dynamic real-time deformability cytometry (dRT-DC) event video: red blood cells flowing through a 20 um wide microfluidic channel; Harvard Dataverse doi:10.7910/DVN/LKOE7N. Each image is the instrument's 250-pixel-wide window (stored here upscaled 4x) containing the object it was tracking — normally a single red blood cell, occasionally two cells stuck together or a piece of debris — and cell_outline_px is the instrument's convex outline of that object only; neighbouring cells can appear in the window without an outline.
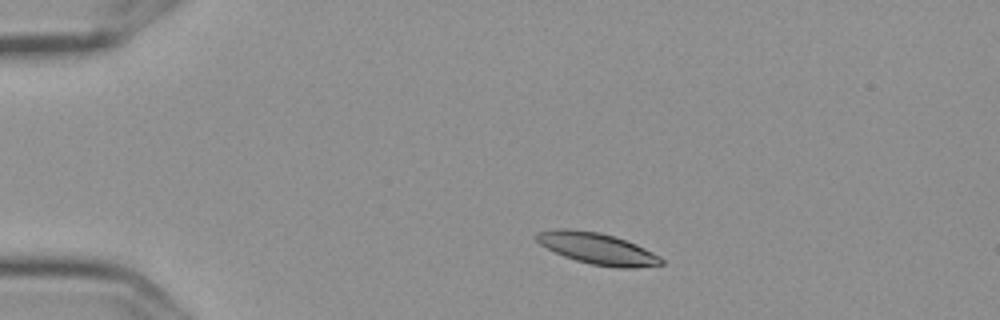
{"species": "Egyptian fruit bat (a non-hibernating species)", "species_latin": "Rousettus aegyptiacus", "temperature_condition": "cold", "stored_images_in_passage": 8, "camera_frame_rate_fps": 3000, "um_per_image_px": 0.085, "frame": {"image": 1, "passage_image": 2, "time_ms": 0.333, "image_size_px": [1000, 320], "cell_outline_px": [[664, 264], [632, 268], [616, 268], [592, 264], [576, 260], [564, 256], [540, 244], [532, 236], [536, 232], [556, 228], [568, 228], [600, 232], [616, 236], [636, 244], [660, 256], [664, 260]], "centroid_in_image_um": [50.76, 21.11], "position_along_channel_um": 34.2, "area_um2": 23.0}}
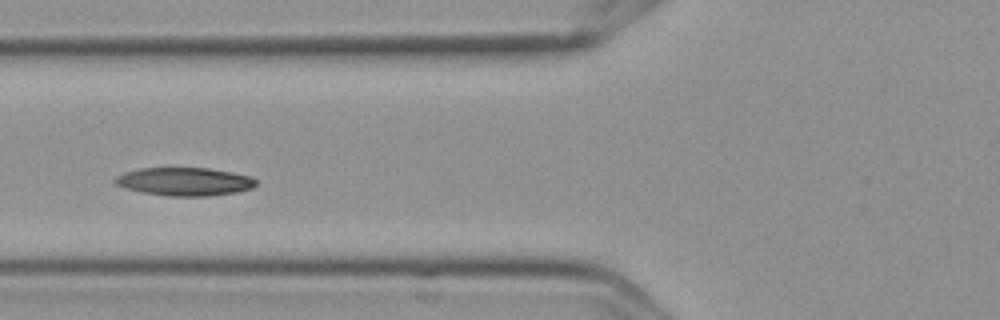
{"frame": {"image": 2, "passage_image": 5, "time_ms": 1.333, "image_size_px": [1000, 320], "cell_outline_px": [[256, 184], [252, 188], [236, 192], [208, 196], [168, 196], [140, 192], [124, 188], [116, 184], [112, 180], [116, 176], [124, 172], [140, 168], [208, 168], [232, 172], [248, 176], [256, 180]], "centroid_in_image_um": [15.64, 15.44], "position_along_channel_um": 110.2, "area_um2": 23.18}}
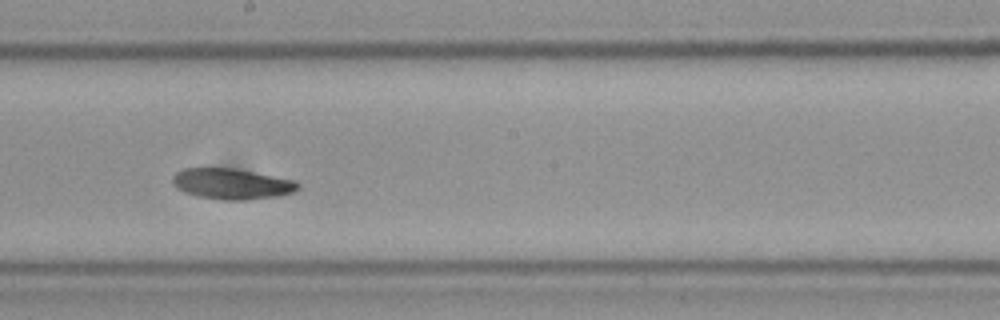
{"frame": {"image": 3, "passage_image": 8, "time_ms": 2.333, "image_size_px": [1000, 320], "cell_outline_px": [[300, 188], [296, 192], [280, 196], [248, 200], [224, 200], [196, 196], [184, 192], [176, 188], [172, 184], [172, 176], [176, 172], [184, 168], [232, 168], [296, 180], [300, 184]], "centroid_in_image_um": [19.72, 15.64], "position_along_channel_um": 228.5, "area_um2": 22.77}}